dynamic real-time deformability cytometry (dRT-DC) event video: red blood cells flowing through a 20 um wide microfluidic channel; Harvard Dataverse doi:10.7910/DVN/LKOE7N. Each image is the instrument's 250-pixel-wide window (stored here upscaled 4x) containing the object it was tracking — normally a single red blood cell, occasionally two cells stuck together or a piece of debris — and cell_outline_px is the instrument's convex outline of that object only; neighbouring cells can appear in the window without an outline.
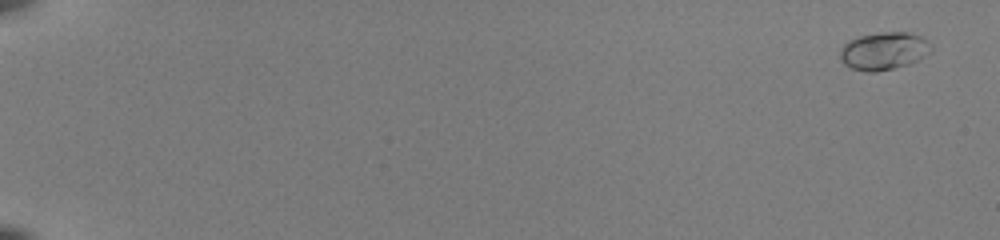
{"species": "common noctule bat (a hibernating species)", "species_latin": "Nyctalus noctula", "temperature_condition": "room temperature", "stored_images_in_passage": 53, "camera_frame_rate_fps": 3000, "um_per_image_px": 0.085, "animal": {"sex": "female", "body_mass_g": 22.0, "forearm_length_mm": 56.7}, "frame": {"image": 1, "passage_image": 1, "time_ms": 0.0, "image_size_px": [1000, 240], "cell_outline_px": [[932, 52], [908, 64], [876, 72], [864, 72], [852, 68], [844, 64], [840, 60], [840, 48], [848, 40], [860, 36], [880, 32], [908, 32], [920, 36], [928, 40], [932, 44]], "centroid_in_image_um": [75.12, 4.32], "position_along_channel_um": 9.9, "area_um2": 20.11}}
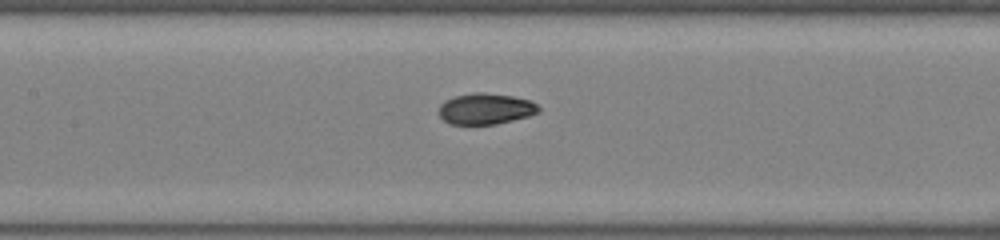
{"frame": {"image": 2, "passage_image": 28, "time_ms": 9.0, "image_size_px": [1000, 240], "cell_outline_px": [[540, 112], [528, 116], [496, 124], [448, 124], [440, 116], [440, 104], [444, 100], [452, 96], [472, 92], [484, 92], [512, 96], [532, 100], [540, 108]], "centroid_in_image_um": [41.27, 9.23], "position_along_channel_um": 166.1, "area_um2": 18.21}}
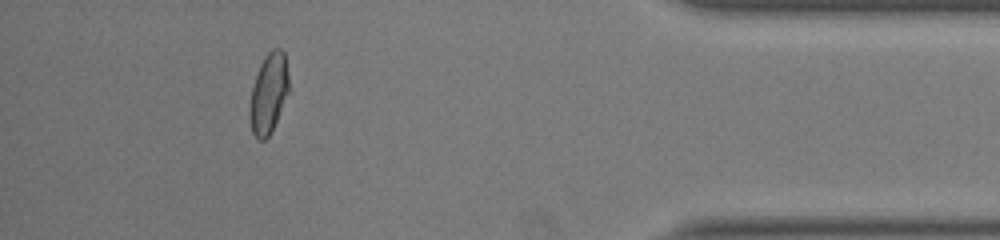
{"frame": {"image": 3, "passage_image": 49, "time_ms": 16.0, "image_size_px": [1000, 240], "cell_outline_px": [[288, 92], [276, 120], [268, 136], [264, 140], [256, 140], [252, 132], [248, 116], [248, 112], [252, 88], [260, 64], [264, 56], [272, 48], [280, 48], [284, 52], [288, 76]], "centroid_in_image_um": [22.8, 7.94], "position_along_channel_um": 412.4, "area_um2": 18.09}, "authors_computed_cell_mechanics": {"area_um2": 18.3804, "velocity_mm_per_s": 4.0068, "shape_relaxation_time_tau1_ms": 3.7434, "shape_relaxation_time_tau2_ms": 0.9035, "deformation_change_tau1": 0.1498, "deformation_change_tau2": 0.0451}}